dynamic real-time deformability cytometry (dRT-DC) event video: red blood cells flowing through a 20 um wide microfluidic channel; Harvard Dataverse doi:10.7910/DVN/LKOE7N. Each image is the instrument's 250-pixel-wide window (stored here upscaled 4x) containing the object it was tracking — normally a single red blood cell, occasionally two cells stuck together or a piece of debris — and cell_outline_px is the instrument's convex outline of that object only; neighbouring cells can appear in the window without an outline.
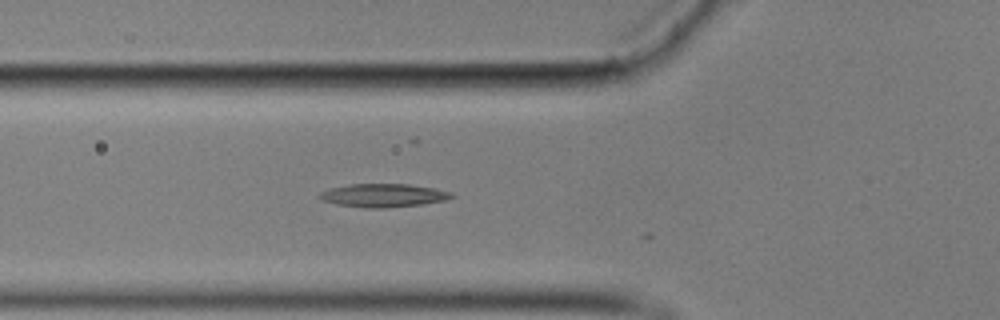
{"species": "common noctule bat (a hibernating species)", "species_latin": "Nyctalus noctula", "temperature_condition": "cold", "stored_images_in_passage": 7, "camera_frame_rate_fps": 3000, "um_per_image_px": 0.085, "animal": {"sex": "male", "body_mass_g": 17.9}, "frame": {"image": 1, "passage_image": 3, "time_ms": 0.667, "image_size_px": [1000, 320], "cell_outline_px": [[456, 196], [444, 200], [420, 204], [384, 208], [368, 208], [336, 204], [320, 200], [316, 196], [320, 192], [332, 188], [352, 184], [408, 184], [432, 188], [452, 192]], "centroid_in_image_um": [32.55, 16.61], "position_along_channel_um": 93.3, "area_um2": 17.8}}
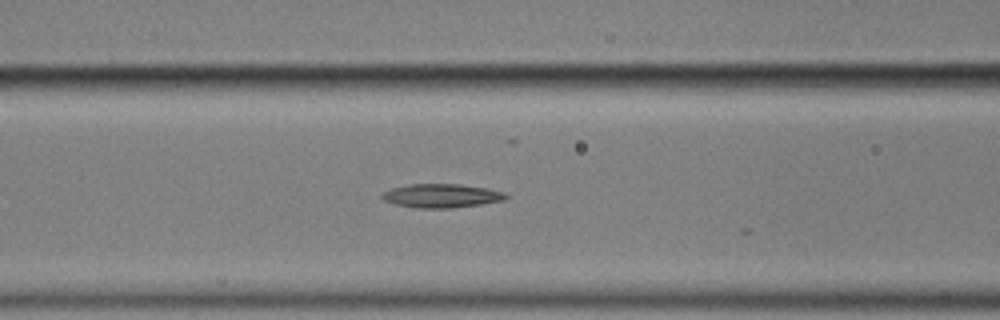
{"frame": {"image": 2, "passage_image": 6, "time_ms": 1.667, "image_size_px": [1000, 320], "cell_outline_px": [[512, 196], [504, 200], [480, 204], [452, 208], [416, 208], [396, 204], [384, 200], [380, 196], [384, 192], [392, 188], [408, 184], [460, 184], [488, 188], [504, 192]], "centroid_in_image_um": [37.57, 16.63], "position_along_channel_um": 129.0, "area_um2": 17.22}}